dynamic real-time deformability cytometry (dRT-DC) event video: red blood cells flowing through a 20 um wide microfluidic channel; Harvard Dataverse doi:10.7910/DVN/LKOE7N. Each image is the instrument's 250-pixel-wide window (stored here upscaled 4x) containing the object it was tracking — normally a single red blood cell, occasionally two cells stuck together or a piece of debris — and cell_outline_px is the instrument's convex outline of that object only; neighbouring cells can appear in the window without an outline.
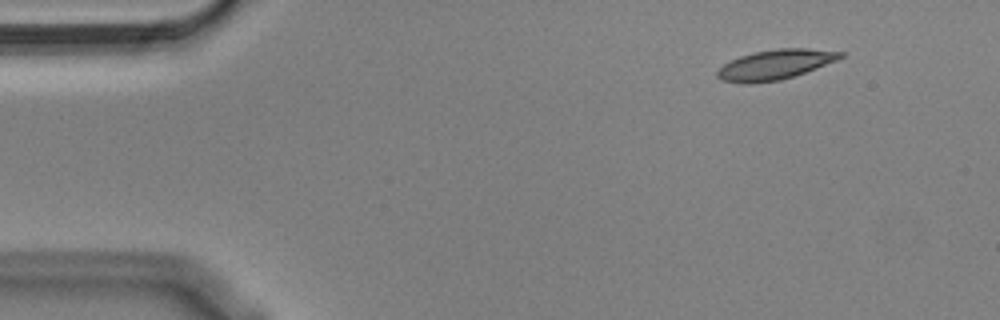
{"species": "Egyptian fruit bat (a non-hibernating species)", "species_latin": "Rousettus aegyptiacus", "temperature_condition": "cold", "stored_images_in_passage": 49, "camera_frame_rate_fps": 3000, "um_per_image_px": 0.085, "animal": {"sex": "male"}, "frame": {"image": 1, "passage_image": 1, "time_ms": 0.0, "image_size_px": [1000, 320], "cell_outline_px": [[848, 52], [844, 56], [836, 60], [816, 68], [780, 80], [748, 84], [744, 84], [720, 80], [716, 76], [716, 72], [724, 64], [740, 56], [756, 52], [776, 48], [808, 48]], "centroid_in_image_um": [65.89, 5.49], "position_along_channel_um": 19.1, "area_um2": 21.39}}
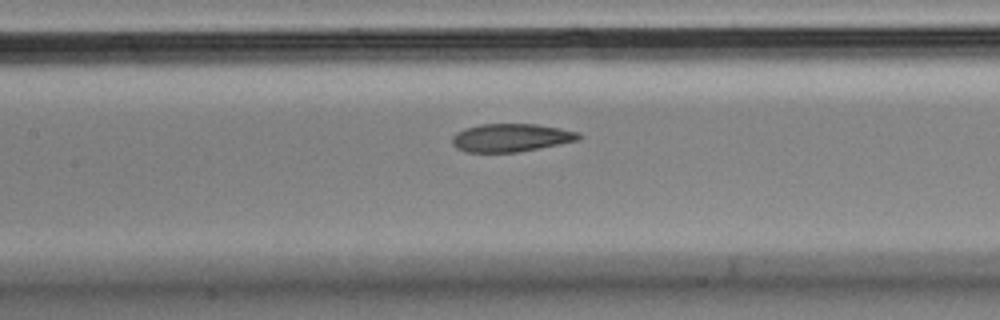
{"frame": {"image": 2, "passage_image": 20, "time_ms": 6.333, "image_size_px": [1000, 320], "cell_outline_px": [[584, 136], [580, 140], [540, 148], [516, 152], [468, 152], [456, 148], [452, 144], [452, 136], [456, 132], [464, 128], [480, 124], [536, 124], [560, 128], [576, 132]], "centroid_in_image_um": [43.43, 11.7], "position_along_channel_um": 164.0, "area_um2": 20.81}}
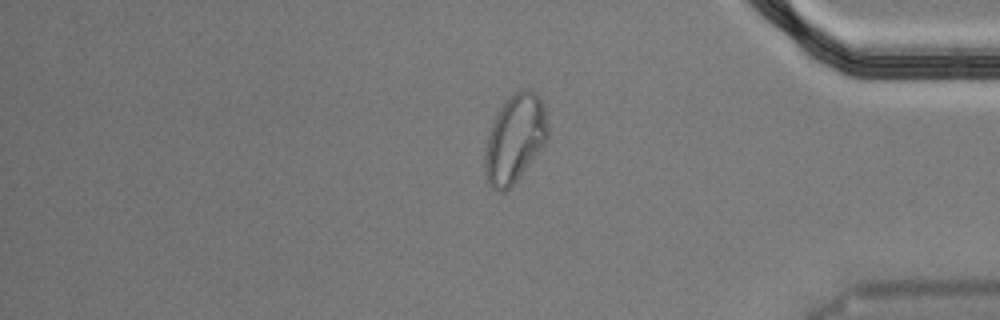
{"frame": {"image": 3, "passage_image": 41, "time_ms": 13.333, "image_size_px": [1000, 320], "cell_outline_px": [[548, 140], [516, 180], [504, 192], [496, 192], [488, 184], [484, 172], [484, 148], [496, 112], [504, 100], [512, 92], [520, 88], [528, 88], [536, 92], [540, 96], [544, 104], [548, 128]], "centroid_in_image_um": [43.75, 11.73], "position_along_channel_um": 391.5, "area_um2": 32.83}}